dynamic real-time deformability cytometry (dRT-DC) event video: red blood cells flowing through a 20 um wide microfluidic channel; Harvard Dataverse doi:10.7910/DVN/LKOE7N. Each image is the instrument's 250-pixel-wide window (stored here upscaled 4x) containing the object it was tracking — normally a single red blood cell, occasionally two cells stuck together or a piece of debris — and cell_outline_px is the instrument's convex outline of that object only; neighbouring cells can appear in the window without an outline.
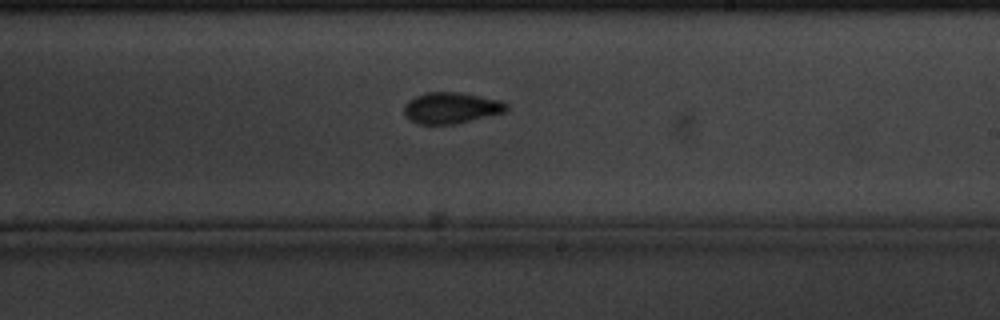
{"species": "common noctule bat (a hibernating species)", "species_latin": "Nyctalus noctula", "temperature_condition": "cold", "stored_images_in_passage": 41, "camera_frame_rate_fps": 3000, "um_per_image_px": 0.085, "animal": {"sex": "male", "body_mass_g": 20.1, "forearm_length_mm": 53.5}, "frame": {"image": 1, "passage_image": 18, "time_ms": 5.667, "image_size_px": [1000, 320], "cell_outline_px": [[508, 108], [504, 112], [456, 124], [416, 124], [408, 120], [404, 116], [404, 104], [408, 100], [416, 96], [428, 92], [456, 92], [504, 100], [508, 104]], "centroid_in_image_um": [38.33, 9.18], "position_along_channel_um": 250.7, "area_um2": 18.79}, "authors_computed_cell_mechanics": {"area_um2": 18.0914, "velocity_mm_per_s": 3.2642, "shape_relaxation_time_tau1_ms": 3.5136, "shape_relaxation_time_tau2_ms": 3.0817, "deformation_change_tau1": 0.1105, "deformation_change_tau2": 0.0798}}